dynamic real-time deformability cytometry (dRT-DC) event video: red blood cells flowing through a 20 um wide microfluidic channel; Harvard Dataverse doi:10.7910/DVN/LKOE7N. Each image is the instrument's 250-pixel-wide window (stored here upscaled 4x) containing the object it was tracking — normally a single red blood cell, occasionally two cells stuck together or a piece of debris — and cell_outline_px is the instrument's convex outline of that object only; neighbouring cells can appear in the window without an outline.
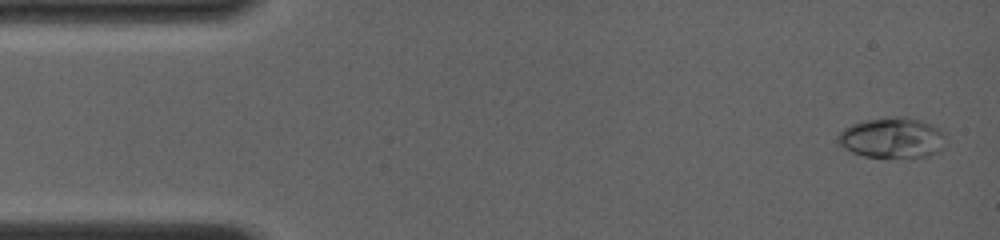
{"species": "common noctule bat (a hibernating species)", "species_latin": "Nyctalus noctula", "temperature_condition": "room temperature", "stored_images_in_passage": 9, "camera_frame_rate_fps": 4000, "um_per_image_px": 0.085, "animal": {"sex": "female", "body_mass_g": 19.0, "forearm_length_mm": 56.7}, "frame": {"image": 1, "passage_image": 1, "time_ms": 0.0, "image_size_px": [1000, 240], "cell_outline_px": [[948, 140], [944, 148], [928, 156], [864, 156], [852, 152], [844, 148], [836, 140], [836, 136], [844, 128], [852, 124], [868, 120], [896, 116], [904, 116], [920, 120], [932, 124]], "centroid_in_image_um": [75.84, 11.7], "position_along_channel_um": 9.2, "area_um2": 25.14}}
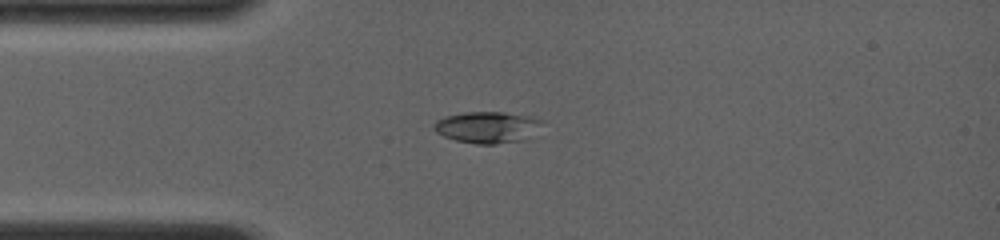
{"frame": {"image": 2, "passage_image": 8, "time_ms": 3.25, "image_size_px": [1000, 240], "cell_outline_px": [[544, 120], [524, 140], [496, 144], [476, 144], [456, 140], [444, 136], [436, 132], [432, 128], [432, 124], [436, 120], [444, 116], [464, 112], [504, 112], [532, 116]], "centroid_in_image_um": [41.36, 10.8], "position_along_channel_um": 43.6, "area_um2": 19.83}}